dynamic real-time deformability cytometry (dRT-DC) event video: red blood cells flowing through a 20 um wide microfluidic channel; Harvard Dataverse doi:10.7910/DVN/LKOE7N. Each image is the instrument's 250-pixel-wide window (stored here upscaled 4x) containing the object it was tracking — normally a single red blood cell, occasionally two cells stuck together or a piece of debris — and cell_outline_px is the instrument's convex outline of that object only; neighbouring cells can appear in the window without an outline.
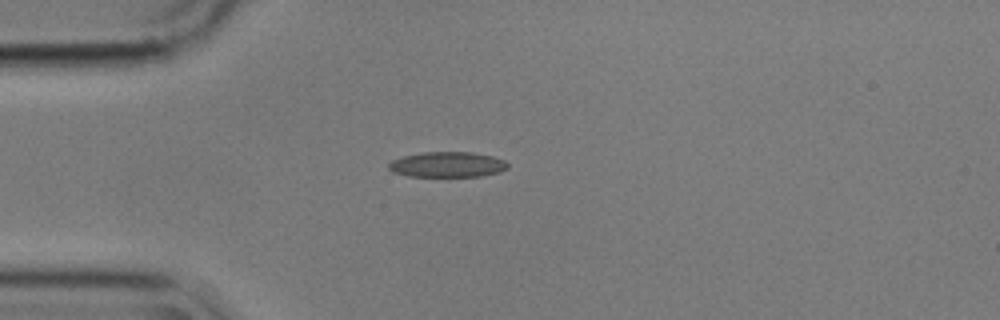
{"species": "common noctule bat (a hibernating species)", "species_latin": "Nyctalus noctula", "temperature_condition": "cold", "stored_images_in_passage": 10, "camera_frame_rate_fps": 3000, "um_per_image_px": 0.085, "animal": {"sex": "male", "body_mass_g": 17.9}, "frame": {"image": 1, "passage_image": 1, "time_ms": 0.0, "image_size_px": [1000, 320], "cell_outline_px": [[508, 168], [500, 172], [480, 176], [408, 176], [392, 172], [388, 168], [388, 164], [392, 160], [404, 156], [424, 152], [472, 152], [492, 156], [504, 160], [508, 164]], "centroid_in_image_um": [38.03, 13.98], "position_along_channel_um": 47.0, "area_um2": 17.57}}
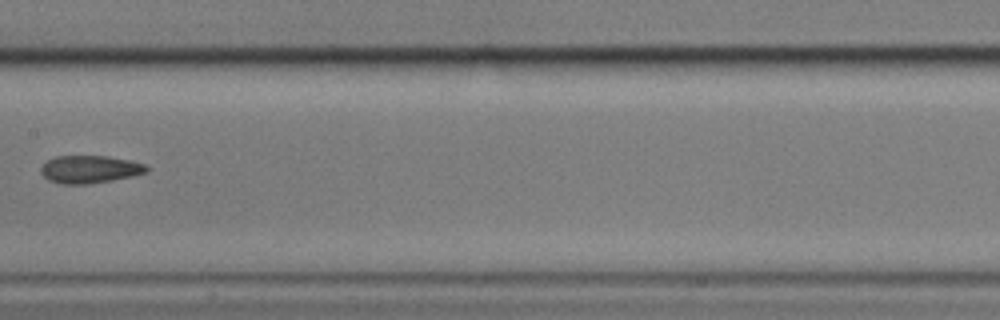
{"frame": {"image": 2, "passage_image": 5, "time_ms": 1.333, "image_size_px": [1000, 320], "cell_outline_px": [[148, 172], [132, 176], [112, 180], [88, 184], [60, 184], [48, 180], [40, 172], [40, 168], [48, 160], [56, 156], [108, 156], [128, 160], [144, 164], [148, 168]], "centroid_in_image_um": [7.61, 14.39], "position_along_channel_um": 199.8, "area_um2": 16.99}}
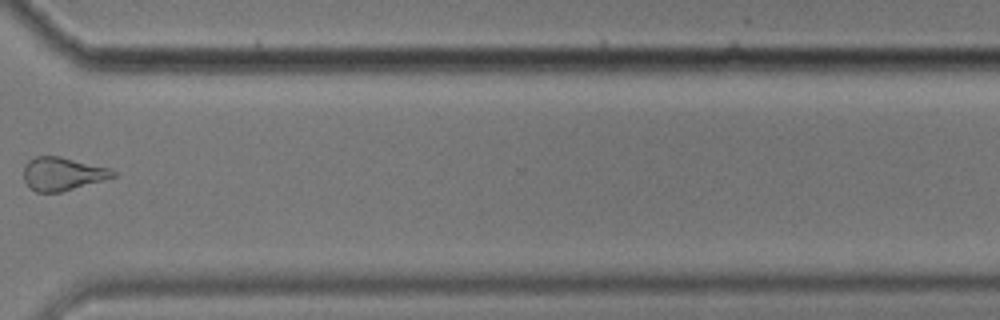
{"frame": {"image": 3, "passage_image": 9, "time_ms": 2.667, "image_size_px": [1000, 320], "cell_outline_px": [[116, 176], [60, 192], [36, 192], [28, 188], [24, 180], [24, 164], [28, 160], [36, 156], [60, 156], [108, 168], [116, 172]], "centroid_in_image_um": [5.25, 14.77], "position_along_channel_um": 365.4, "area_um2": 17.17}}